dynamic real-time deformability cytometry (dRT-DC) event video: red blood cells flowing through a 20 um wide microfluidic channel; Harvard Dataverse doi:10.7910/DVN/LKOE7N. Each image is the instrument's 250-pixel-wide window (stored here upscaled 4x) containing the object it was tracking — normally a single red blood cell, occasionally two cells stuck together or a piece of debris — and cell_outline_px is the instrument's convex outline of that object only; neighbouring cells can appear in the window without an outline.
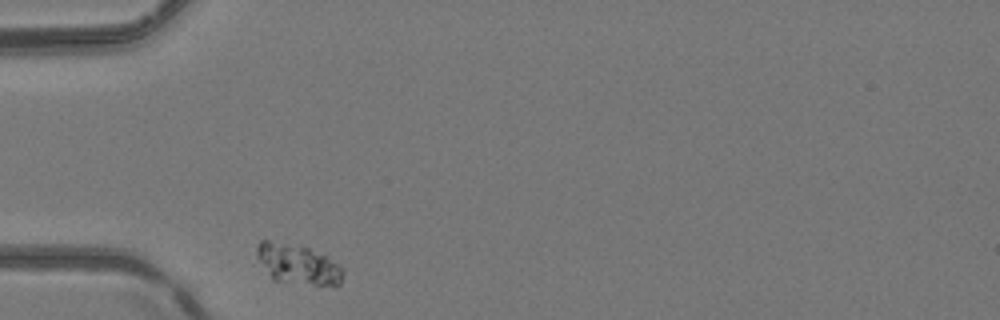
{"species": "common noctule bat (a hibernating species)", "species_latin": "Nyctalus noctula", "temperature_condition": "room temperature", "stored_images_in_passage": 29, "camera_frame_rate_fps": 3000, "um_per_image_px": 0.085, "animal": {"sex": "female", "body_mass_g": 24.6, "forearm_length_mm": 56.2}, "frame": {"image": 1, "passage_image": 1, "time_ms": 0.0, "image_size_px": [1000, 320], "cell_outline_px": [[344, 272], [340, 284], [312, 284], [272, 280], [256, 256], [256, 244], [260, 240], [268, 240], [308, 248], [328, 256], [340, 264], [344, 268]], "centroid_in_image_um": [25.31, 22.44], "position_along_channel_um": 59.7, "area_um2": 19.94}}
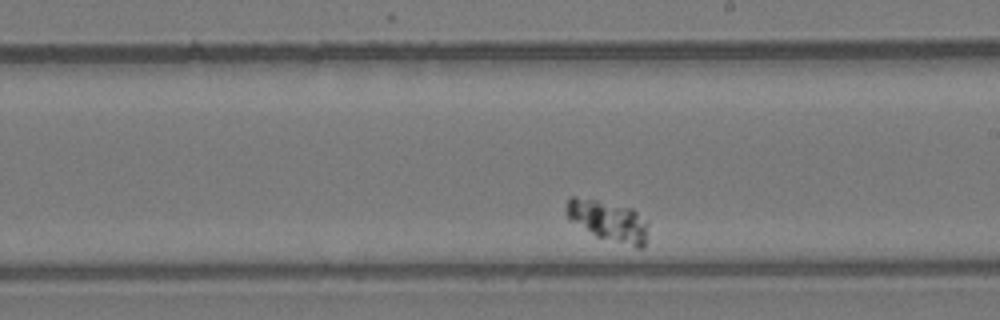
{"frame": {"image": 2, "passage_image": 17, "time_ms": 5.333, "image_size_px": [1000, 320], "cell_outline_px": [[648, 224], [644, 244], [640, 248], [636, 248], [596, 236], [568, 220], [564, 208], [568, 196], [576, 196], [596, 200], [632, 208], [648, 220]], "centroid_in_image_um": [51.67, 18.75], "position_along_channel_um": 237.3, "area_um2": 19.71}}
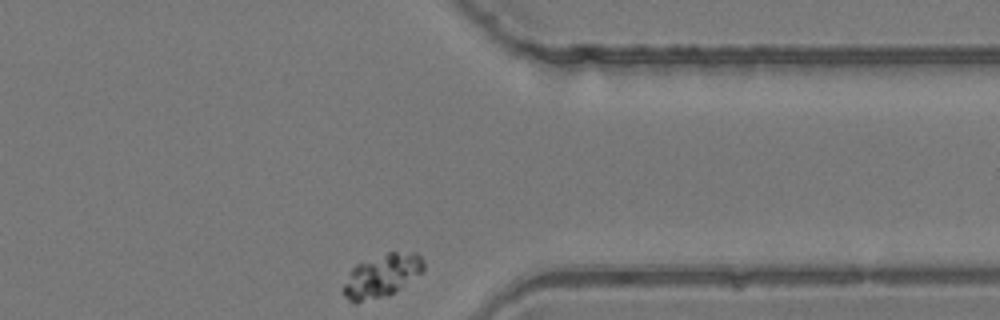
{"frame": {"image": 3, "passage_image": 29, "time_ms": 9.333, "image_size_px": [1000, 320], "cell_outline_px": [[424, 272], [388, 296], [356, 304], [348, 300], [340, 292], [340, 288], [352, 268], [356, 264], [388, 252], [416, 252], [424, 260]], "centroid_in_image_um": [32.42, 23.46], "position_along_channel_um": 379.0, "area_um2": 20.58}}